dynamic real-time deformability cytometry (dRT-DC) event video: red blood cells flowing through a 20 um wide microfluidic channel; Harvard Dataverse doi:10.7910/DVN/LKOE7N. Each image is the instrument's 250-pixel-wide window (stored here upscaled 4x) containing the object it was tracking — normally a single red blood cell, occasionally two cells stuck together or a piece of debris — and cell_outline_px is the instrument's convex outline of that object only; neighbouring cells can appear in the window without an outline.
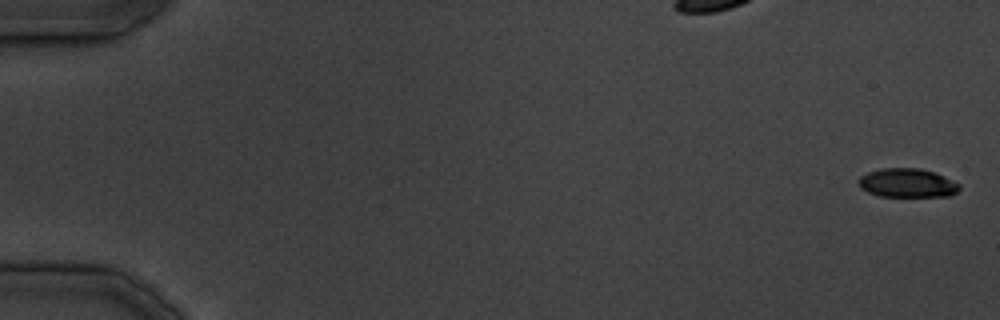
{"species": "common noctule bat (a hibernating species)", "species_latin": "Nyctalus noctula", "temperature_condition": "cold", "stored_images_in_passage": 28, "camera_frame_rate_fps": 3000, "um_per_image_px": 0.085, "animal": {"sex": "male", "body_mass_g": 19.5, "forearm_length_mm": 54.6}, "frame": {"image": 1, "passage_image": 1, "time_ms": 0.0, "image_size_px": [1000, 320], "cell_outline_px": [[960, 188], [952, 196], [880, 196], [868, 192], [860, 188], [860, 176], [868, 172], [880, 168], [920, 168], [936, 172], [960, 184]], "centroid_in_image_um": [77.15, 15.54], "position_along_channel_um": 7.9, "area_um2": 16.99}}
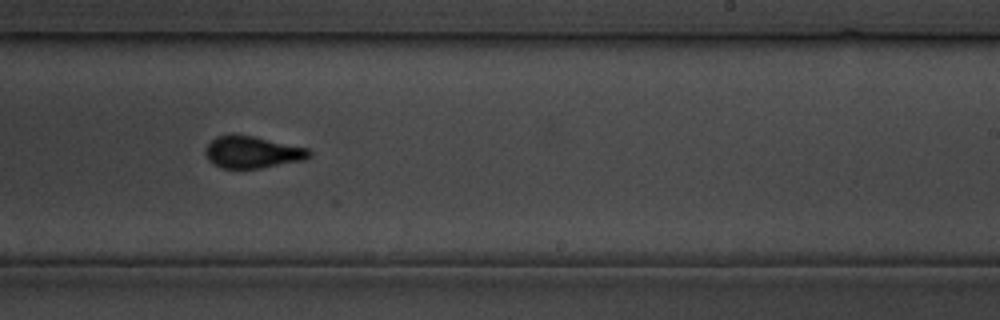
{"frame": {"image": 2, "passage_image": 24, "time_ms": 28.0, "image_size_px": [1000, 320], "cell_outline_px": [[312, 156], [304, 160], [260, 168], [220, 168], [212, 164], [208, 160], [204, 152], [204, 148], [216, 136], [252, 136], [308, 148], [312, 152]], "centroid_in_image_um": [21.45, 12.96], "position_along_channel_um": 267.6, "area_um2": 19.13}}